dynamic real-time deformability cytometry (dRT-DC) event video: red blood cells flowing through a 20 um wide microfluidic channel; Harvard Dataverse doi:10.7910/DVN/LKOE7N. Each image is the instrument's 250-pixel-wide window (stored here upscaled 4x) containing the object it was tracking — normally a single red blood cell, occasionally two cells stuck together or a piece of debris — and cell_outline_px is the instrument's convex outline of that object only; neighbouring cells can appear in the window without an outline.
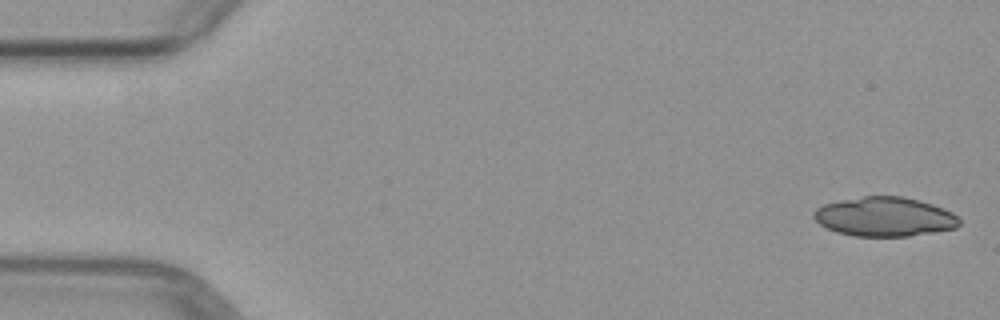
{"species": "common noctule bat (a hibernating species)", "species_latin": "Nyctalus noctula", "temperature_condition": "warm", "stored_images_in_passage": 5, "camera_frame_rate_fps": 3000, "um_per_image_px": 0.085, "animal": {"sex": "female", "body_mass_g": 29.2, "forearm_length_mm": 56.3}, "frame": {"image": 1, "passage_image": 1, "time_ms": 0.0, "image_size_px": [1000, 320], "cell_outline_px": [[960, 224], [956, 228], [936, 232], [908, 236], [852, 236], [836, 232], [824, 228], [812, 216], [812, 212], [816, 208], [824, 204], [864, 196], [904, 196], [920, 200], [944, 208], [952, 212], [960, 220]], "centroid_in_image_um": [75.19, 18.43], "position_along_channel_um": 9.8, "area_um2": 33.52}}